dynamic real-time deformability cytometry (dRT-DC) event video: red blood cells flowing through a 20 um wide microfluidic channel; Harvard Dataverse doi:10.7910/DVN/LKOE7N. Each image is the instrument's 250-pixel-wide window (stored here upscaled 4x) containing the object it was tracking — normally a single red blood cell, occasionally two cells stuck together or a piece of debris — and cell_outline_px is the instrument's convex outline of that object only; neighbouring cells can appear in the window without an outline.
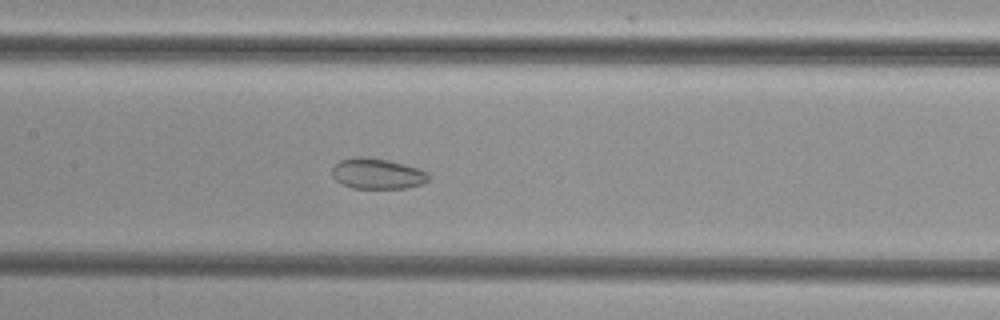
{"species": "common noctule bat (a hibernating species)", "species_latin": "Nyctalus noctula", "temperature_condition": "cold", "stored_images_in_passage": 51, "camera_frame_rate_fps": 3000, "um_per_image_px": 0.085, "animal": {"sex": "female", "body_mass_g": 29.2, "forearm_length_mm": 56.3}, "frame": {"image": 1, "passage_image": 24, "time_ms": 7.667, "image_size_px": [1000, 320], "cell_outline_px": [[428, 180], [424, 184], [404, 188], [352, 188], [336, 180], [332, 176], [332, 168], [340, 160], [356, 156], [364, 156], [388, 160], [420, 168], [428, 172]], "centroid_in_image_um": [32.08, 14.75], "position_along_channel_um": 175.3, "area_um2": 17.28}}
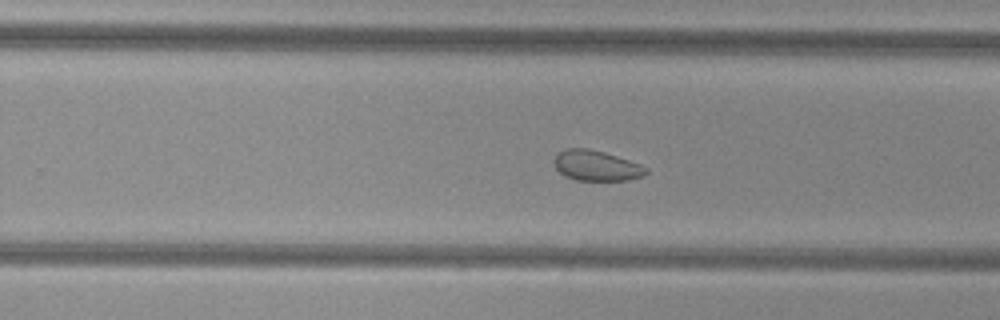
{"frame": {"image": 2, "passage_image": 32, "time_ms": 10.333, "image_size_px": [1000, 320], "cell_outline_px": [[648, 172], [644, 176], [628, 180], [576, 180], [564, 176], [556, 168], [552, 160], [556, 152], [564, 148], [588, 148], [604, 152], [640, 164], [648, 168]], "centroid_in_image_um": [50.65, 14.07], "position_along_channel_um": 279.2, "area_um2": 16.47}}
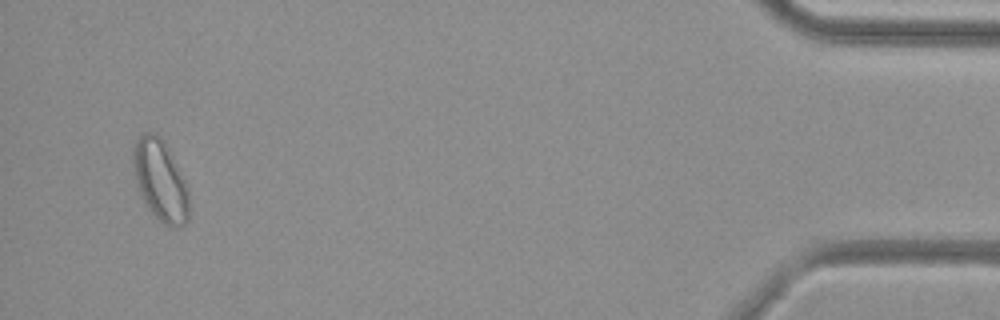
{"frame": {"image": 3, "passage_image": 49, "time_ms": 16.0, "image_size_px": [1000, 320], "cell_outline_px": [[188, 220], [184, 224], [176, 228], [164, 224], [144, 204], [136, 180], [132, 160], [132, 152], [136, 140], [144, 132], [152, 132], [160, 136], [164, 140], [188, 184]], "centroid_in_image_um": [13.64, 15.31], "position_along_channel_um": 421.6, "area_um2": 26.47}}